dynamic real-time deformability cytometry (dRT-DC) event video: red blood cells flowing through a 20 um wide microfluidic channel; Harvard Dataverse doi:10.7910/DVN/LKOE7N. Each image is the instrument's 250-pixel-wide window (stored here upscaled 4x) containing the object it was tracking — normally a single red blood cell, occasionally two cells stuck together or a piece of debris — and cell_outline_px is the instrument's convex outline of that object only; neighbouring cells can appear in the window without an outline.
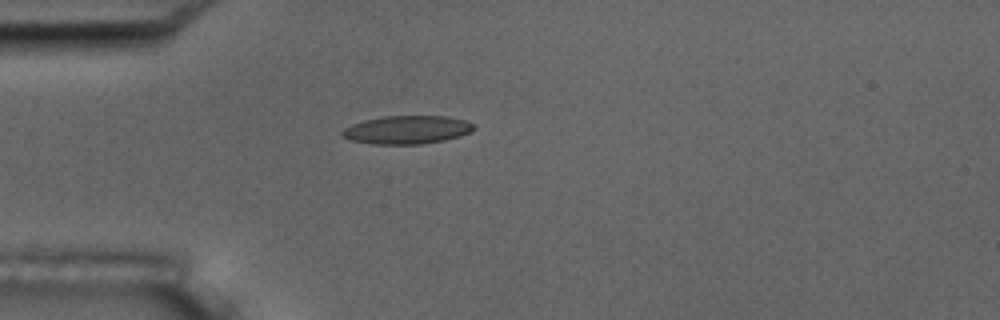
{"species": "common noctule bat (a hibernating species)", "species_latin": "Nyctalus noctula", "temperature_condition": "room temperature", "stored_images_in_passage": 1, "camera_frame_rate_fps": 3000, "um_per_image_px": 0.085, "animal": {"sex": "male", "body_mass_g": 17.5, "forearm_length_mm": 52.3}, "frame": {"image": 1, "passage_image": 1, "time_ms": 0.0, "image_size_px": [1000, 320], "cell_outline_px": [[476, 128], [472, 132], [460, 136], [444, 140], [420, 144], [372, 144], [352, 140], [340, 136], [340, 132], [344, 128], [352, 124], [364, 120], [384, 116], [448, 116], [468, 120]], "centroid_in_image_um": [34.61, 11.03], "position_along_channel_um": 50.4, "area_um2": 21.85}}